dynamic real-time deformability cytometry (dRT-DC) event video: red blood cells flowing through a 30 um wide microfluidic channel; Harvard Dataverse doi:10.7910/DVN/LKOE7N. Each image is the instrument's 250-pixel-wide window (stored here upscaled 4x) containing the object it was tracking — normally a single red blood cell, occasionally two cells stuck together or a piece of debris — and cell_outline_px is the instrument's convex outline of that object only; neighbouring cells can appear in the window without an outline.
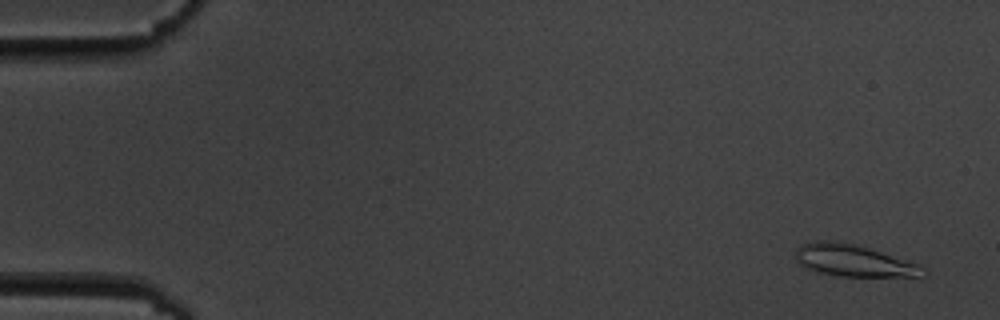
{"species": "common noctule bat (a hibernating species)", "species_latin": "Nyctalus noctula", "temperature_condition": "cold", "stored_images_in_passage": 57, "camera_frame_rate_fps": 3000, "um_per_image_px": 0.085, "animal": {"sex": "male", "body_mass_g": 19.5, "forearm_length_mm": 54.6}, "frame": {"image": 1, "passage_image": 3, "time_ms": 0.667, "image_size_px": [1000, 320], "cell_outline_px": [[924, 276], [836, 276], [816, 272], [800, 264], [796, 260], [796, 248], [800, 244], [820, 240], [832, 240], [856, 244], [920, 264], [924, 268]], "centroid_in_image_um": [72.52, 22.14], "position_along_channel_um": 12.5, "area_um2": 23.64}}
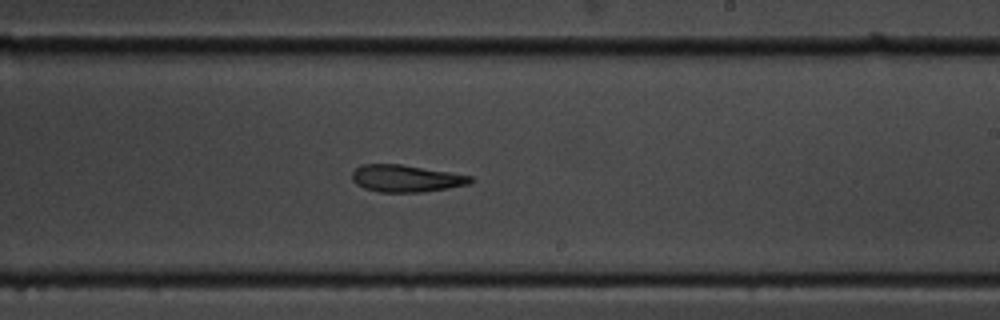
{"frame": {"image": 2, "passage_image": 34, "time_ms": 11.0, "image_size_px": [1000, 320], "cell_outline_px": [[472, 180], [468, 184], [448, 188], [424, 192], [380, 192], [364, 188], [356, 184], [352, 180], [352, 172], [360, 164], [400, 164], [472, 176]], "centroid_in_image_um": [34.46, 15.17], "position_along_channel_um": 254.5, "area_um2": 18.55}}
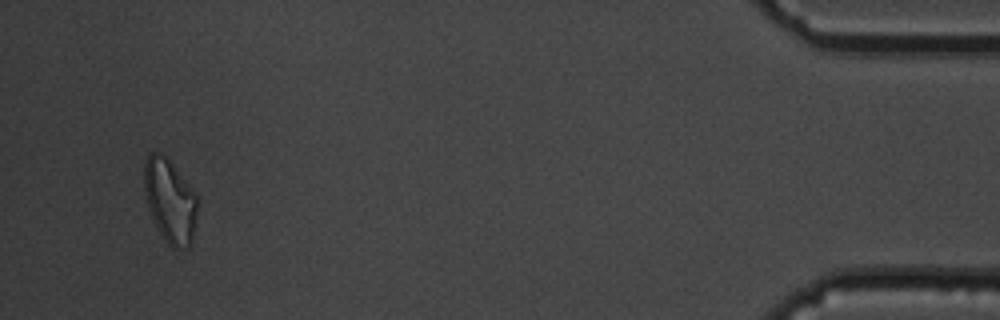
{"frame": {"image": 3, "passage_image": 54, "time_ms": 17.667, "image_size_px": [1000, 320], "cell_outline_px": [[196, 212], [192, 244], [188, 248], [172, 248], [168, 244], [156, 228], [148, 208], [144, 192], [144, 160], [148, 152], [160, 152], [172, 164], [196, 192]], "centroid_in_image_um": [14.42, 17.07], "position_along_channel_um": 420.8, "area_um2": 26.07}}